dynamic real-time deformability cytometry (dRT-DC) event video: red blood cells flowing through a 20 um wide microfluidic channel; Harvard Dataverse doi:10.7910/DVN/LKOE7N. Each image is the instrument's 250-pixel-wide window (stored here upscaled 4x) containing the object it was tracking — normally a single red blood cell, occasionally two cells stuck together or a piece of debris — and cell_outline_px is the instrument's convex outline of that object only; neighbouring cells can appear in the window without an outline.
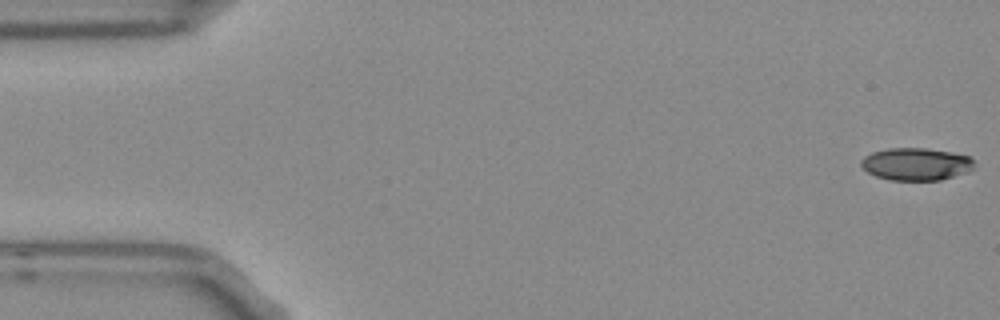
{"species": "Egyptian fruit bat (a non-hibernating species)", "species_latin": "Rousettus aegyptiacus", "temperature_condition": "room temperature", "stored_images_in_passage": 47, "camera_frame_rate_fps": 3000, "um_per_image_px": 0.085, "frame": {"image": 1, "passage_image": 1, "time_ms": 0.0, "image_size_px": [1000, 320], "cell_outline_px": [[972, 168], [968, 172], [940, 180], [888, 180], [876, 176], [868, 172], [860, 164], [860, 160], [864, 156], [872, 152], [888, 148], [928, 148], [952, 152], [968, 156], [972, 160]], "centroid_in_image_um": [77.83, 13.94], "position_along_channel_um": 7.2, "area_um2": 21.39}}
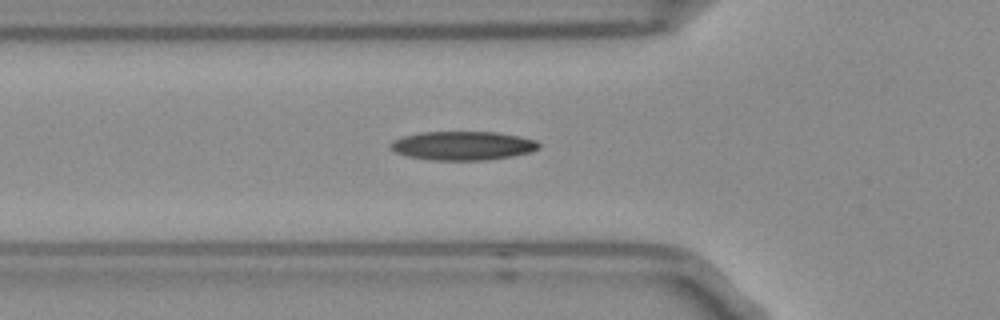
{"frame": {"image": 2, "passage_image": 18, "time_ms": 5.667, "image_size_px": [1000, 320], "cell_outline_px": [[540, 148], [532, 152], [512, 156], [488, 160], [432, 160], [408, 156], [396, 152], [388, 148], [388, 144], [392, 140], [404, 136], [420, 132], [496, 132], [536, 140], [540, 144]], "centroid_in_image_um": [39.32, 12.39], "position_along_channel_um": 86.5, "area_um2": 25.03}}
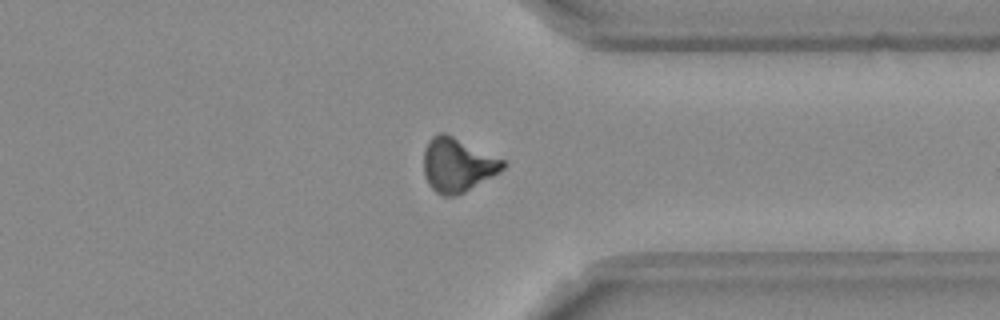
{"frame": {"image": 3, "passage_image": 41, "time_ms": 13.333, "image_size_px": [1000, 320], "cell_outline_px": [[508, 164], [500, 172], [464, 192], [456, 196], [444, 196], [436, 192], [428, 184], [424, 172], [424, 152], [428, 140], [432, 136], [440, 132], [444, 132], [504, 160]], "centroid_in_image_um": [38.88, 14.02], "position_along_channel_um": 372.5, "area_um2": 24.74}, "authors_computed_cell_mechanics": {"area_um2": 23.987, "velocity_mm_per_s": 3.7754, "shape_relaxation_time_tau1_ms": 8.2702, "shape_relaxation_time_tau2_ms": null, "deformation_change_tau1": 0.2057, "deformation_change_tau2": null}}